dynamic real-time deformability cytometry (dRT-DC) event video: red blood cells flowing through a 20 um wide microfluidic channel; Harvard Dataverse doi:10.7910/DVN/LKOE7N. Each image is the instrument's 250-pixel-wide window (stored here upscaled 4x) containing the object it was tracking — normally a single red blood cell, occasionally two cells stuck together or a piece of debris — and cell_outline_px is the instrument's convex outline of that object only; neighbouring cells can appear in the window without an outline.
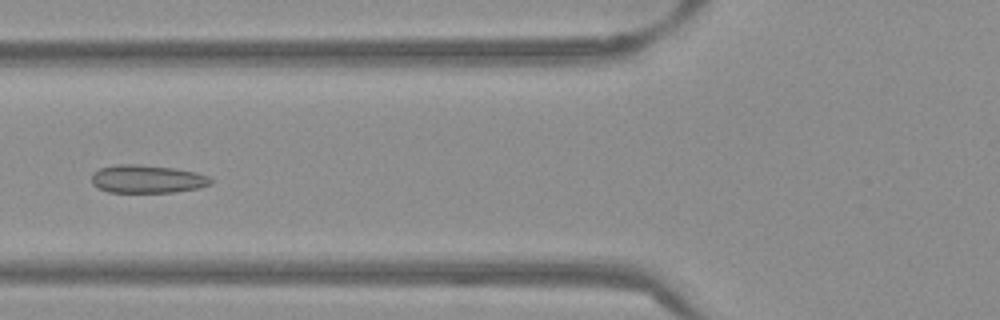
{"species": "Egyptian fruit bat (a non-hibernating species)", "species_latin": "Rousettus aegyptiacus", "temperature_condition": "warm", "stored_images_in_passage": 54, "camera_frame_rate_fps": 3000, "um_per_image_px": 0.085, "frame": {"image": 1, "passage_image": 21, "time_ms": 6.667, "image_size_px": [1000, 320], "cell_outline_px": [[216, 180], [212, 184], [200, 188], [172, 192], [108, 192], [92, 184], [92, 172], [100, 168], [116, 164], [136, 164], [172, 168], [196, 172], [208, 176]], "centroid_in_image_um": [12.54, 15.21], "position_along_channel_um": 113.3, "area_um2": 19.59}}
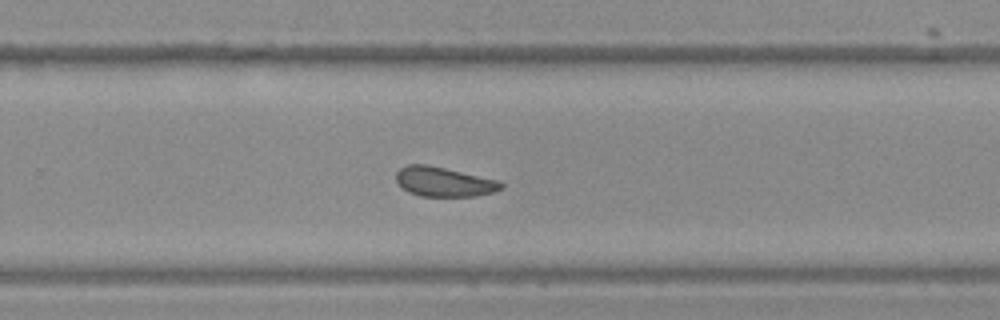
{"frame": {"image": 2, "passage_image": 35, "time_ms": 11.333, "image_size_px": [1000, 320], "cell_outline_px": [[504, 188], [492, 192], [476, 196], [420, 196], [408, 192], [396, 180], [396, 172], [400, 168], [408, 164], [428, 164], [500, 180], [504, 184]], "centroid_in_image_um": [37.76, 15.44], "position_along_channel_um": 292.0, "area_um2": 18.21}}
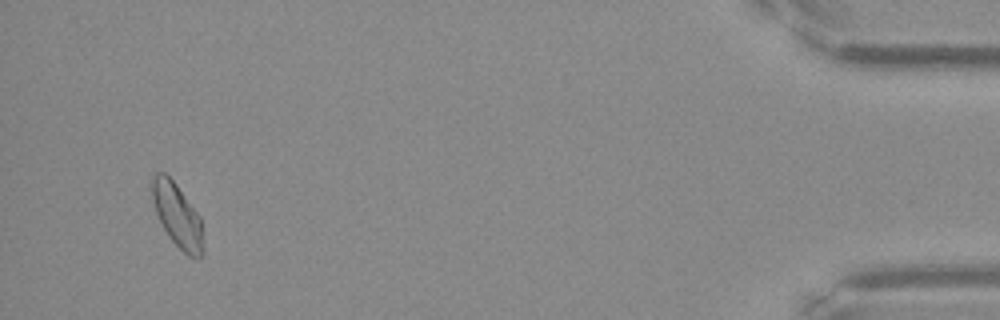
{"frame": {"image": 3, "passage_image": 51, "time_ms": 16.667, "image_size_px": [1000, 320], "cell_outline_px": [[204, 252], [196, 260], [188, 256], [168, 236], [156, 212], [152, 200], [152, 176], [156, 172], [164, 172], [176, 184], [200, 216]], "centroid_in_image_um": [15.08, 18.32], "position_along_channel_um": 420.1, "area_um2": 18.79}, "authors_computed_cell_mechanics": {"area_um2": 19.1607, "velocity_mm_per_s": 3.8343, "shape_relaxation_time_tau1_ms": null, "shape_relaxation_time_tau2_ms": 2.0326, "deformation_change_tau1": null, "deformation_change_tau2": 0.0689}}